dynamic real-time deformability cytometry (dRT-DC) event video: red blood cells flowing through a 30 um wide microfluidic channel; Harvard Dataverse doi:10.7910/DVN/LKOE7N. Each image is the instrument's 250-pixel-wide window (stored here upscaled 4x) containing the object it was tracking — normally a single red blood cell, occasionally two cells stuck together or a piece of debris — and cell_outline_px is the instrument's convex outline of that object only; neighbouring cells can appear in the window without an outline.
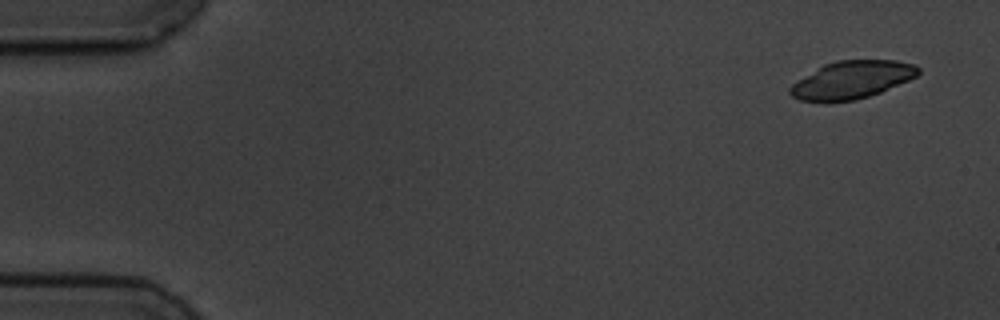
{"species": "common noctule bat (a hibernating species)", "species_latin": "Nyctalus noctula", "temperature_condition": "cold", "stored_images_in_passage": 4, "camera_frame_rate_fps": 3000, "um_per_image_px": 0.085, "animal": {"sex": "male", "body_mass_g": 19.5, "forearm_length_mm": 54.6}, "frame": {"image": 1, "passage_image": 1, "time_ms": 0.0, "image_size_px": [1000, 320], "cell_outline_px": [[920, 72], [916, 76], [908, 80], [880, 92], [856, 100], [800, 100], [792, 96], [788, 92], [788, 88], [792, 84], [824, 64], [836, 60], [896, 60], [916, 64], [920, 68]], "centroid_in_image_um": [72.44, 6.76], "position_along_channel_um": 12.6, "area_um2": 27.69}}